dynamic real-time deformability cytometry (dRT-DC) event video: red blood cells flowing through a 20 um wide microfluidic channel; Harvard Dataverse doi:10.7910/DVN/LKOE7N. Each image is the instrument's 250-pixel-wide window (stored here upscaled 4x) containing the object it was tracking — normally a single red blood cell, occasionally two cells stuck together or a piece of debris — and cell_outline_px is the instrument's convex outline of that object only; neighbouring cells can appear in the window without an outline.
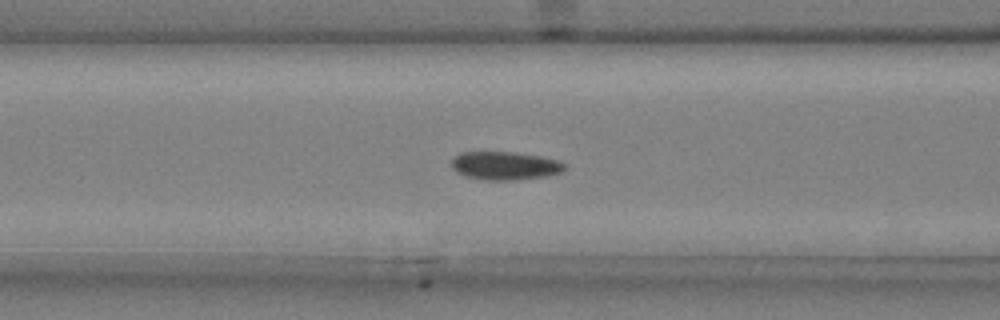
{"species": "common noctule bat (a hibernating species)", "species_latin": "Nyctalus noctula", "temperature_condition": "cold", "stored_images_in_passage": 48, "camera_frame_rate_fps": 3000, "um_per_image_px": 0.085, "animal": {"sex": "male", "body_mass_g": 20.4}, "frame": {"image": 1, "passage_image": 18, "time_ms": 5.667, "image_size_px": [1000, 320], "cell_outline_px": [[564, 168], [560, 172], [544, 176], [516, 180], [484, 180], [464, 176], [456, 172], [452, 168], [452, 156], [460, 152], [516, 152], [540, 156], [556, 160], [564, 164]], "centroid_in_image_um": [42.84, 14.08], "position_along_channel_um": 123.8, "area_um2": 18.61}}
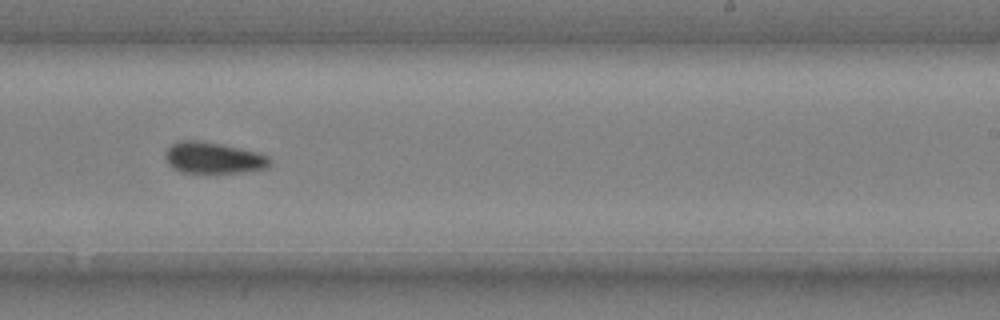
{"frame": {"image": 2, "passage_image": 30, "time_ms": 9.667, "image_size_px": [1000, 320], "cell_outline_px": [[272, 164], [268, 168], [240, 172], [180, 172], [172, 168], [168, 164], [164, 156], [164, 152], [172, 144], [180, 140], [200, 140], [220, 144], [256, 152], [268, 156], [272, 160]], "centroid_in_image_um": [18.12, 13.41], "position_along_channel_um": 270.9, "area_um2": 19.07}}
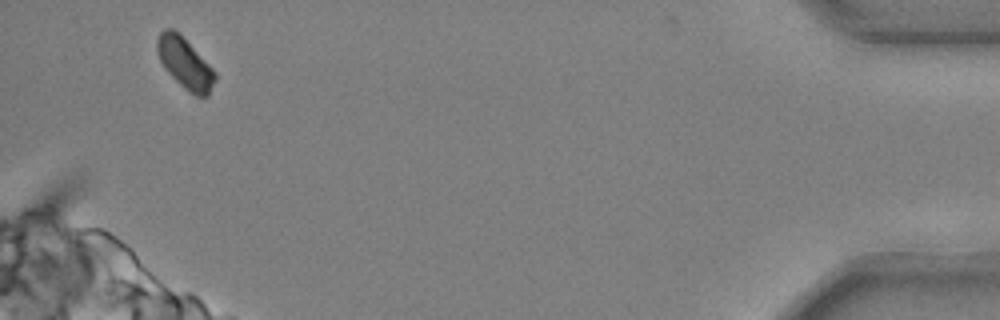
{"frame": {"image": 3, "passage_image": 47, "time_ms": 15.333, "image_size_px": [1000, 320], "cell_outline_px": [[216, 80], [208, 96], [196, 96], [188, 92], [164, 68], [156, 52], [156, 40], [160, 32], [164, 28], [172, 28], [216, 72]], "centroid_in_image_um": [15.7, 5.4], "position_along_channel_um": 419.5, "area_um2": 16.76}, "authors_computed_cell_mechanics": {"area_um2": 18.785, "velocity_mm_per_s": 3.6919, "shape_relaxation_time_tau1_ms": 10.2515, "shape_relaxation_time_tau2_ms": null, "deformation_change_tau1": 0.1337, "deformation_change_tau2": null}}